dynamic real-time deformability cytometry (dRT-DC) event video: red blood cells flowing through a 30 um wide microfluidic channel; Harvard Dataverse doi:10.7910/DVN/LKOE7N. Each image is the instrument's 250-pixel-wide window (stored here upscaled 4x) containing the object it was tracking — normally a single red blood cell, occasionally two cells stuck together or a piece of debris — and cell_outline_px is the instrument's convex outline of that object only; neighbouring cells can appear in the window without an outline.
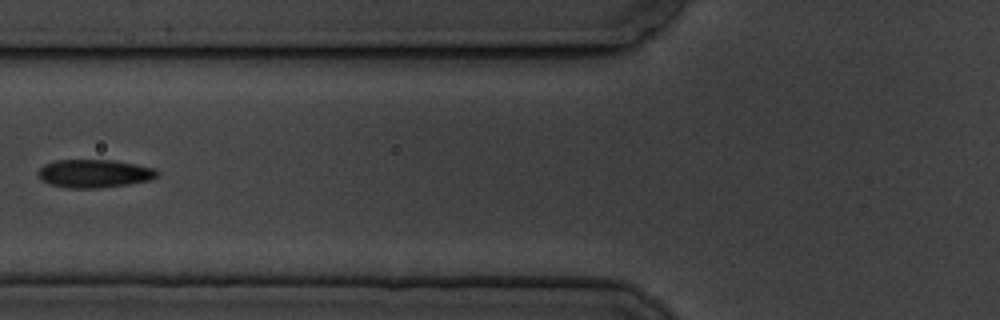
{"species": "common noctule bat (a hibernating species)", "species_latin": "Nyctalus noctula", "temperature_condition": "cold", "stored_images_in_passage": 6, "camera_frame_rate_fps": 3000, "um_per_image_px": 0.085, "animal": {"sex": "male", "body_mass_g": 19.5, "forearm_length_mm": 54.6}, "frame": {"image": 1, "passage_image": 6, "time_ms": 6.667, "image_size_px": [1000, 320], "cell_outline_px": [[160, 176], [152, 180], [128, 184], [100, 188], [68, 188], [52, 184], [40, 180], [36, 172], [44, 164], [56, 160], [116, 160], [156, 168], [160, 172]], "centroid_in_image_um": [8.06, 14.74], "position_along_channel_um": 117.7, "area_um2": 19.88}}